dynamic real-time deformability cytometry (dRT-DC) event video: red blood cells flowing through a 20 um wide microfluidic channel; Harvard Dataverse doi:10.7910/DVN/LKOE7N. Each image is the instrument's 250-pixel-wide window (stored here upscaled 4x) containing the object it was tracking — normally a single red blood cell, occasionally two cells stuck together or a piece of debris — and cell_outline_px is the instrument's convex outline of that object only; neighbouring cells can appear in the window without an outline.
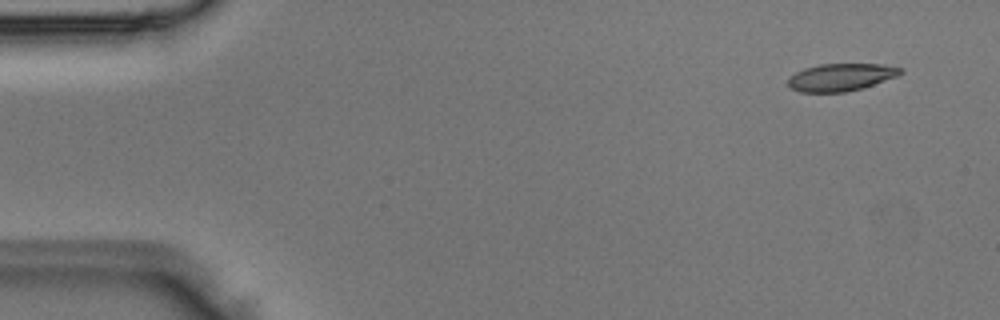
{"species": "Egyptian fruit bat (a non-hibernating species)", "species_latin": "Rousettus aegyptiacus", "temperature_condition": "room temperature", "stored_images_in_passage": 4, "camera_frame_rate_fps": 3000, "um_per_image_px": 0.085, "animal": {"sex": "male"}, "frame": {"image": 1, "passage_image": 1, "time_ms": 0.0, "image_size_px": [1000, 320], "cell_outline_px": [[904, 72], [896, 76], [860, 88], [844, 92], [800, 92], [788, 88], [788, 76], [804, 68], [820, 64], [884, 64], [904, 68]], "centroid_in_image_um": [71.43, 6.55], "position_along_channel_um": 13.6, "area_um2": 17.98}}